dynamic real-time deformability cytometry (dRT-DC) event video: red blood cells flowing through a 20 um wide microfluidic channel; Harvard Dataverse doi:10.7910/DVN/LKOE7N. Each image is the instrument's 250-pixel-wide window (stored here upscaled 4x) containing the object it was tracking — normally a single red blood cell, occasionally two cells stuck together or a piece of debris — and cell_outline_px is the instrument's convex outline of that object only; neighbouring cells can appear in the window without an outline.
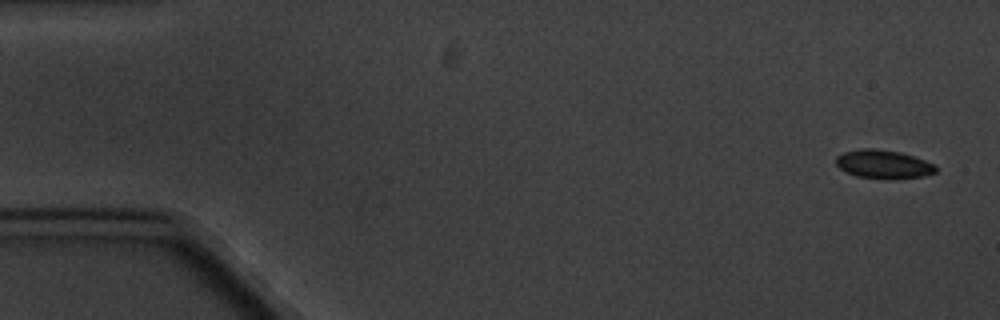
{"species": "common noctule bat (a hibernating species)", "species_latin": "Nyctalus noctula", "temperature_condition": "cold", "stored_images_in_passage": 5, "camera_frame_rate_fps": 3000, "um_per_image_px": 0.085, "animal": {"sex": "male", "body_mass_g": 20.1, "forearm_length_mm": 53.5}, "frame": {"image": 1, "passage_image": 1, "time_ms": 0.0, "image_size_px": [1000, 320], "cell_outline_px": [[936, 172], [924, 176], [896, 180], [884, 180], [856, 176], [840, 168], [836, 164], [836, 156], [844, 152], [860, 148], [872, 148], [900, 152], [936, 164]], "centroid_in_image_um": [75.11, 13.98], "position_along_channel_um": 9.9, "area_um2": 16.88}}
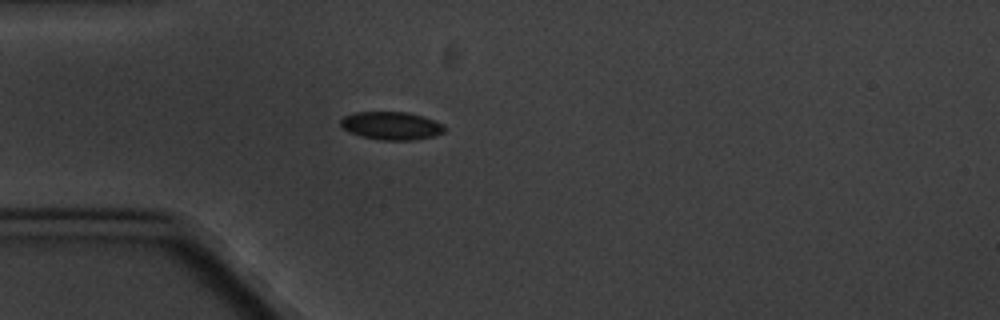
{"frame": {"image": 2, "passage_image": 5, "time_ms": 4.667, "image_size_px": [1000, 320], "cell_outline_px": [[448, 128], [444, 132], [432, 136], [416, 140], [380, 140], [360, 136], [348, 132], [340, 124], [340, 120], [344, 116], [356, 112], [408, 112], [424, 116], [444, 124]], "centroid_in_image_um": [33.29, 10.69], "position_along_channel_um": 51.7, "area_um2": 17.17}}